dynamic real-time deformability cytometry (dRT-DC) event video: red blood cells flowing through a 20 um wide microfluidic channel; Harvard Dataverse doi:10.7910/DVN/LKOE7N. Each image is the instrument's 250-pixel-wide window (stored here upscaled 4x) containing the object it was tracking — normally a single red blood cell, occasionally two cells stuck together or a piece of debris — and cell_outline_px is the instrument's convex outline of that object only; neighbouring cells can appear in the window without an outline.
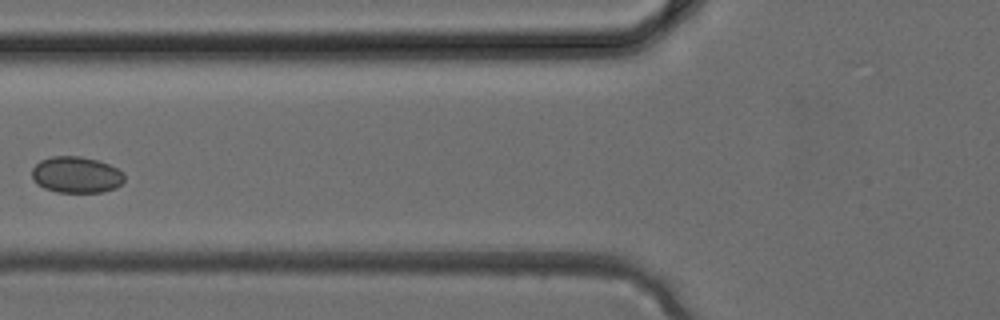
{"species": "common noctule bat (a hibernating species)", "species_latin": "Nyctalus noctula", "temperature_condition": "cold", "stored_images_in_passage": 3, "camera_frame_rate_fps": 3000, "um_per_image_px": 0.085, "animal": {"sex": "female", "body_mass_g": 24.6, "forearm_length_mm": 56.2}, "frame": {"image": 1, "passage_image": 3, "time_ms": 0.667, "image_size_px": [1000, 320], "cell_outline_px": [[124, 180], [116, 188], [100, 192], [56, 192], [44, 188], [36, 184], [32, 180], [32, 168], [40, 160], [52, 156], [80, 156], [96, 160], [108, 164], [124, 172]], "centroid_in_image_um": [6.46, 14.86], "position_along_channel_um": 119.3, "area_um2": 19.65}}